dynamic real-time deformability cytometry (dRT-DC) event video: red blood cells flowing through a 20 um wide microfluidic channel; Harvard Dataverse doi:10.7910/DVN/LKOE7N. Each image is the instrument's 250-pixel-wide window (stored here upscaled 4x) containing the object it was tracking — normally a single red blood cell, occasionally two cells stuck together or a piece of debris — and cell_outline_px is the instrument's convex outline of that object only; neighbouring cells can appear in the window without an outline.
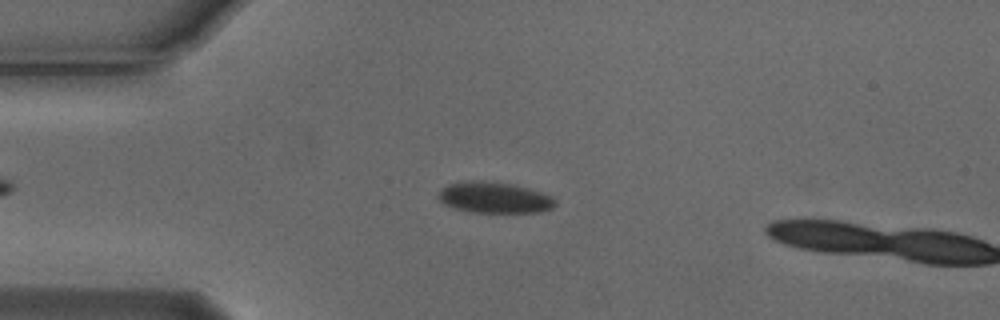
{"species": "Egyptian fruit bat (a non-hibernating species)", "species_latin": "Rousettus aegyptiacus", "temperature_condition": "cold", "stored_images_in_passage": 14, "camera_frame_rate_fps": 3000, "um_per_image_px": 0.085, "animal": {"sex": "male"}, "frame": {"image": 1, "passage_image": 12, "time_ms": 3.667, "image_size_px": [1000, 320], "cell_outline_px": [[556, 204], [552, 208], [540, 212], [468, 212], [452, 208], [444, 204], [436, 196], [448, 184], [512, 184], [540, 192], [552, 196], [556, 200]], "centroid_in_image_um": [42.07, 16.87], "position_along_channel_um": 42.9, "area_um2": 20.06}}